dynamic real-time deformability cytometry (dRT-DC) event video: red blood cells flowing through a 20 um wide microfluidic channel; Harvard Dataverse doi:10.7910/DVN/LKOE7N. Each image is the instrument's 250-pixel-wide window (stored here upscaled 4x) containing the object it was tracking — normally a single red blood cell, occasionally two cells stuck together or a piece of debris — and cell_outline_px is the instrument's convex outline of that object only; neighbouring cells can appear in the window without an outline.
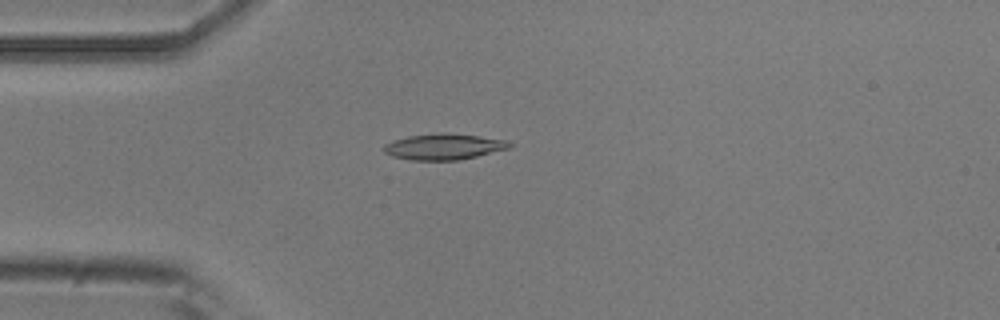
{"species": "common noctule bat (a hibernating species)", "species_latin": "Nyctalus noctula", "temperature_condition": "room temperature", "stored_images_in_passage": 52, "camera_frame_rate_fps": 3000, "um_per_image_px": 0.085, "animal": {"sex": "male", "body_mass_g": 20.5, "forearm_length_mm": 52.5}, "frame": {"image": 1, "passage_image": 13, "time_ms": 4.0, "image_size_px": [1000, 320], "cell_outline_px": [[512, 148], [460, 160], [412, 160], [392, 156], [384, 152], [384, 144], [408, 136], [444, 132], [480, 136], [508, 140], [512, 144]], "centroid_in_image_um": [37.78, 12.47], "position_along_channel_um": 47.2, "area_um2": 19.07}}
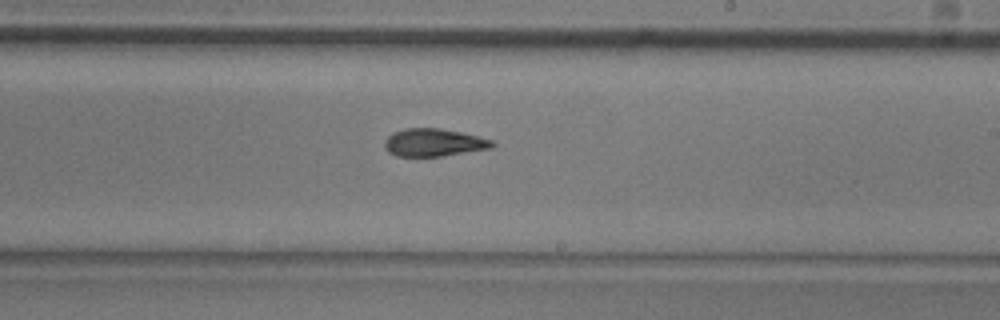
{"frame": {"image": 2, "passage_image": 30, "time_ms": 9.667, "image_size_px": [1000, 320], "cell_outline_px": [[496, 144], [492, 148], [440, 156], [396, 156], [388, 152], [384, 148], [384, 140], [392, 132], [404, 128], [440, 128], [480, 136], [492, 140]], "centroid_in_image_um": [36.85, 12.11], "position_along_channel_um": 252.2, "area_um2": 17.51}}
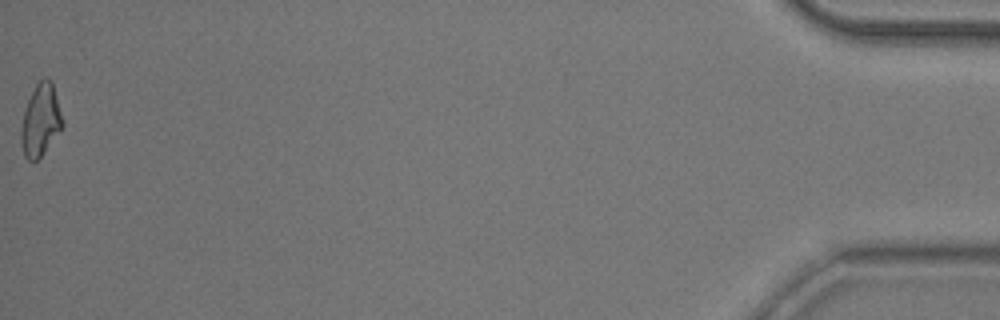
{"frame": {"image": 3, "passage_image": 52, "time_ms": 17.0, "image_size_px": [1000, 320], "cell_outline_px": [[64, 124], [40, 156], [36, 160], [28, 160], [24, 156], [20, 140], [20, 128], [24, 112], [28, 100], [36, 84], [44, 76], [48, 76], [52, 80]], "centroid_in_image_um": [3.43, 10.17], "position_along_channel_um": 431.8, "area_um2": 17.17}, "authors_computed_cell_mechanics": {"area_um2": 17.6001, "velocity_mm_per_s": 3.8318, "shape_relaxation_time_tau1_ms": 4.2671, "shape_relaxation_time_tau2_ms": 6.5867, "deformation_change_tau1": 0.1465, "deformation_change_tau2": 0.1538}}